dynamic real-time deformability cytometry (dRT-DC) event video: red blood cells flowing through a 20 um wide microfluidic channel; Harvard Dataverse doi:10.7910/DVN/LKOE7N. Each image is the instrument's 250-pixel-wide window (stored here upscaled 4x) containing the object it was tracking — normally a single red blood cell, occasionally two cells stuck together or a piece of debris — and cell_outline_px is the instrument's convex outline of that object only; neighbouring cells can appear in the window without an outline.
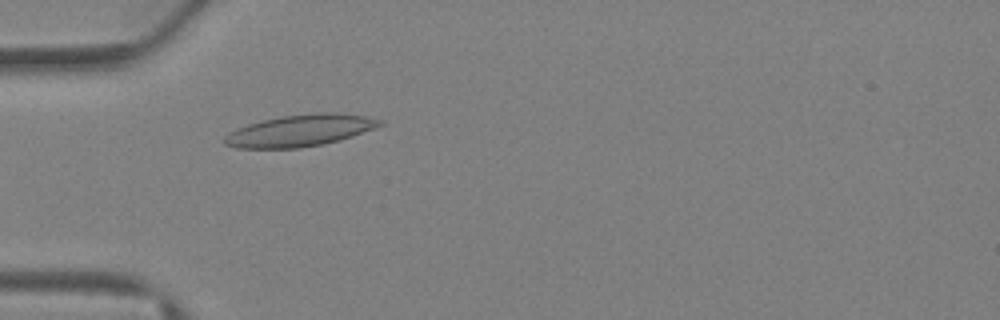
{"species": "Egyptian fruit bat (a non-hibernating species)", "species_latin": "Rousettus aegyptiacus", "temperature_condition": "warm", "stored_images_in_passage": 31, "camera_frame_rate_fps": 3000, "um_per_image_px": 0.085, "animal": {"sex": "female"}, "frame": {"image": 1, "passage_image": 4, "time_ms": 1.0, "image_size_px": [1000, 320], "cell_outline_px": [[384, 124], [352, 136], [324, 144], [300, 148], [236, 148], [224, 144], [224, 136], [236, 128], [248, 124], [280, 116], [316, 112], [336, 112], [364, 116], [380, 120]], "centroid_in_image_um": [25.47, 11.09], "position_along_channel_um": 59.5, "area_um2": 28.61}}
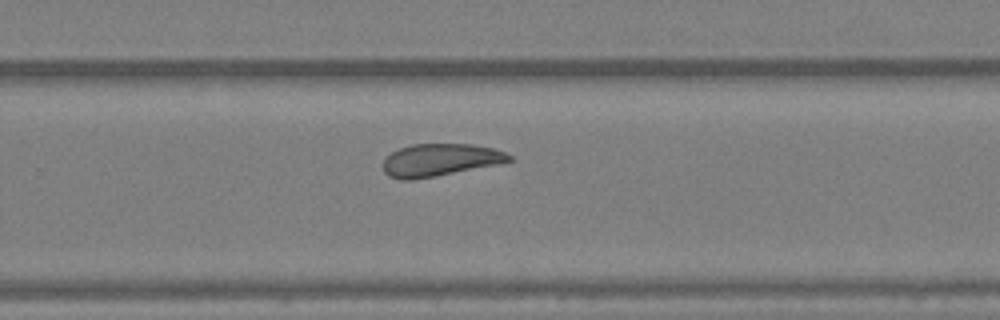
{"frame": {"image": 2, "passage_image": 18, "time_ms": 5.667, "image_size_px": [1000, 320], "cell_outline_px": [[512, 160], [500, 164], [436, 176], [412, 180], [400, 180], [388, 176], [384, 172], [384, 160], [392, 152], [400, 148], [412, 144], [472, 144], [492, 148], [504, 152], [512, 156]], "centroid_in_image_um": [37.4, 13.6], "position_along_channel_um": 292.4, "area_um2": 23.81}}
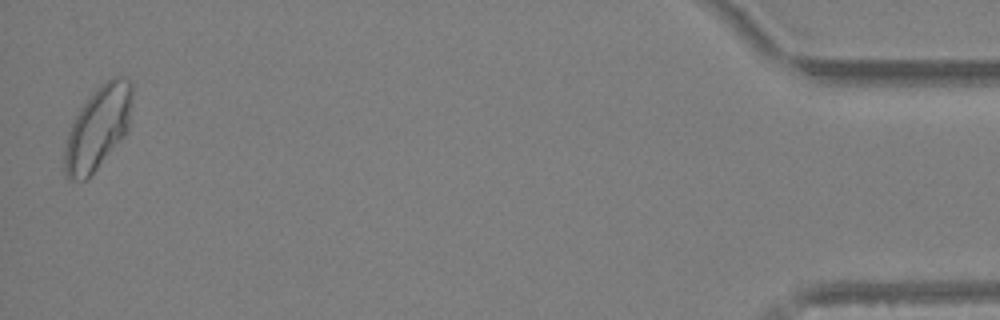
{"frame": {"image": 3, "passage_image": 31, "time_ms": 10.0, "image_size_px": [1000, 320], "cell_outline_px": [[132, 100], [128, 128], [120, 140], [96, 168], [84, 180], [68, 180], [64, 172], [64, 148], [68, 132], [80, 108], [96, 88], [104, 80], [112, 76], [124, 76], [132, 80]], "centroid_in_image_um": [8.32, 10.81], "position_along_channel_um": 426.9, "area_um2": 32.48}}